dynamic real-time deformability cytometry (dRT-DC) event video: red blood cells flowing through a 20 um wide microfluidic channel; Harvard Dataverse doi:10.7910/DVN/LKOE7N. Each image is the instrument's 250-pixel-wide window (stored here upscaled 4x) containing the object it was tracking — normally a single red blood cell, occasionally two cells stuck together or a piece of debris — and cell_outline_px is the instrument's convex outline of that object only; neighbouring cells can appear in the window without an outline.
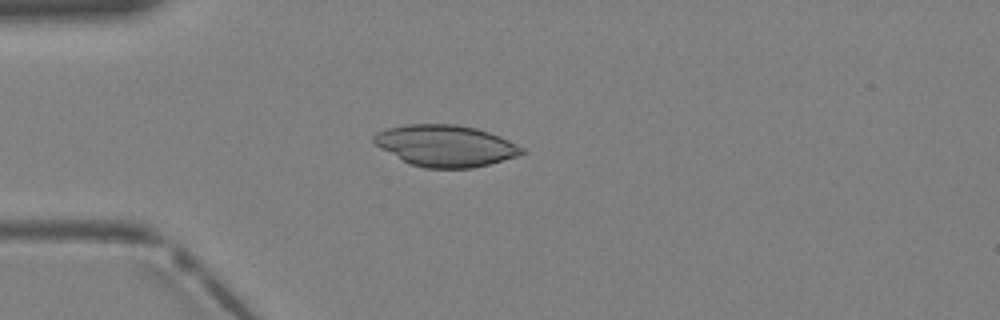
{"species": "Egyptian fruit bat (a non-hibernating species)", "species_latin": "Rousettus aegyptiacus", "temperature_condition": "warm", "stored_images_in_passage": 2, "camera_frame_rate_fps": 3000, "um_per_image_px": 0.085, "animal": {"sex": "female"}, "frame": {"image": 1, "passage_image": 2, "time_ms": 0.333, "image_size_px": [1000, 320], "cell_outline_px": [[528, 152], [520, 156], [472, 168], [424, 168], [408, 164], [380, 148], [372, 140], [372, 136], [376, 132], [388, 128], [408, 124], [456, 124], [476, 128], [500, 136], [524, 148]], "centroid_in_image_um": [37.87, 12.39], "position_along_channel_um": 47.1, "area_um2": 36.01}}